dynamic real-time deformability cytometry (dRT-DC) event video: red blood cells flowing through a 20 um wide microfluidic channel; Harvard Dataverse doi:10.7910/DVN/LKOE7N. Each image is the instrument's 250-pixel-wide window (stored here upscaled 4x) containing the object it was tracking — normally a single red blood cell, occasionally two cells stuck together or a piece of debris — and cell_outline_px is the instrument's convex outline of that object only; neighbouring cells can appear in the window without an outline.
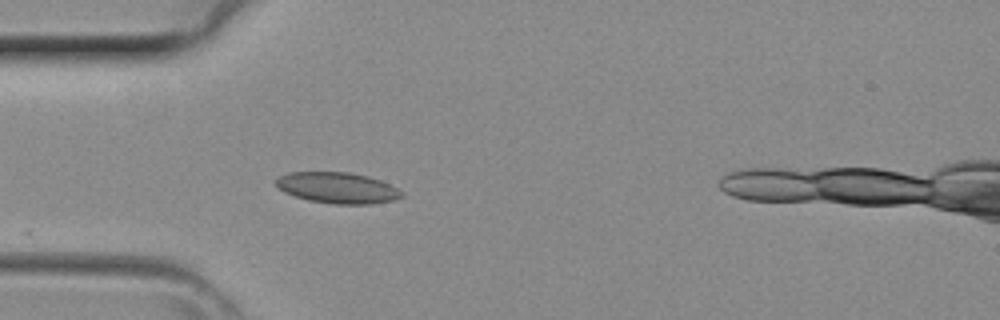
{"species": "common noctule bat (a hibernating species)", "species_latin": "Nyctalus noctula", "temperature_condition": "room temperature", "stored_images_in_passage": 22, "camera_frame_rate_fps": 3000, "um_per_image_px": 0.085, "animal": {"sex": "female", "body_mass_g": 29.2, "forearm_length_mm": 56.3}, "frame": {"image": 1, "passage_image": 1, "time_ms": 0.0, "image_size_px": [1000, 320], "cell_outline_px": [[404, 196], [396, 200], [368, 204], [332, 204], [308, 200], [284, 192], [276, 184], [276, 180], [280, 176], [288, 172], [348, 172], [368, 176], [380, 180], [404, 192]], "centroid_in_image_um": [28.72, 15.97], "position_along_channel_um": 56.3, "area_um2": 22.66}}
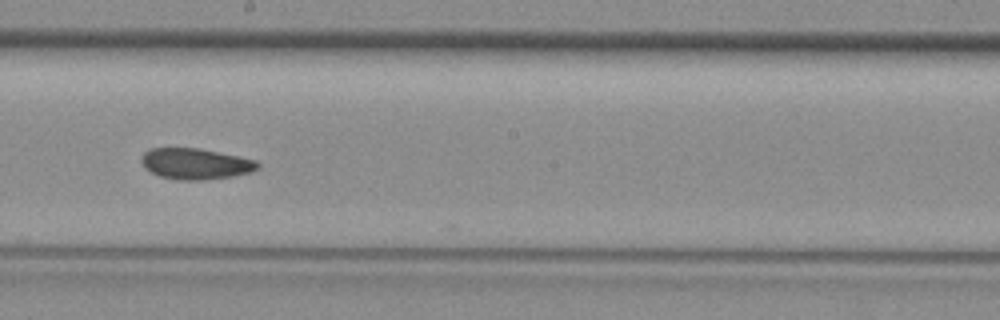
{"frame": {"image": 2, "passage_image": 12, "time_ms": 3.667, "image_size_px": [1000, 320], "cell_outline_px": [[260, 168], [248, 172], [232, 176], [204, 180], [176, 180], [160, 176], [144, 168], [140, 160], [140, 156], [144, 152], [152, 148], [200, 148], [256, 160], [260, 164]], "centroid_in_image_um": [16.59, 13.92], "position_along_channel_um": 231.6, "area_um2": 21.04}}
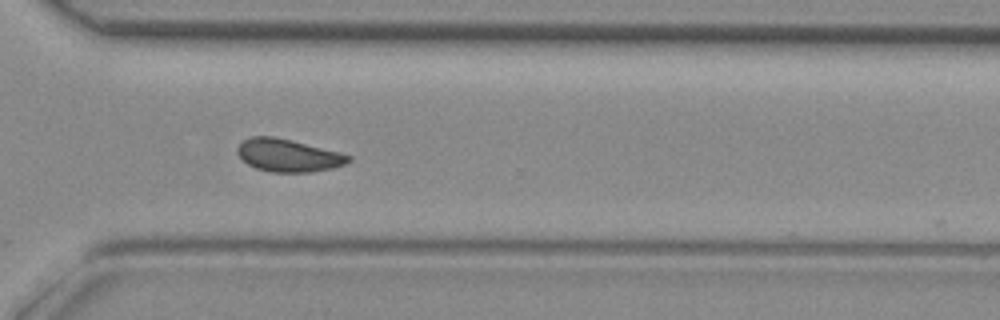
{"frame": {"image": 3, "passage_image": 19, "time_ms": 6.0, "image_size_px": [1000, 320], "cell_outline_px": [[352, 160], [344, 164], [332, 168], [308, 172], [272, 172], [256, 168], [248, 164], [236, 152], [236, 148], [244, 140], [252, 136], [272, 136], [292, 140], [340, 152], [352, 156]], "centroid_in_image_um": [24.51, 13.2], "position_along_channel_um": 346.1, "area_um2": 21.04}}